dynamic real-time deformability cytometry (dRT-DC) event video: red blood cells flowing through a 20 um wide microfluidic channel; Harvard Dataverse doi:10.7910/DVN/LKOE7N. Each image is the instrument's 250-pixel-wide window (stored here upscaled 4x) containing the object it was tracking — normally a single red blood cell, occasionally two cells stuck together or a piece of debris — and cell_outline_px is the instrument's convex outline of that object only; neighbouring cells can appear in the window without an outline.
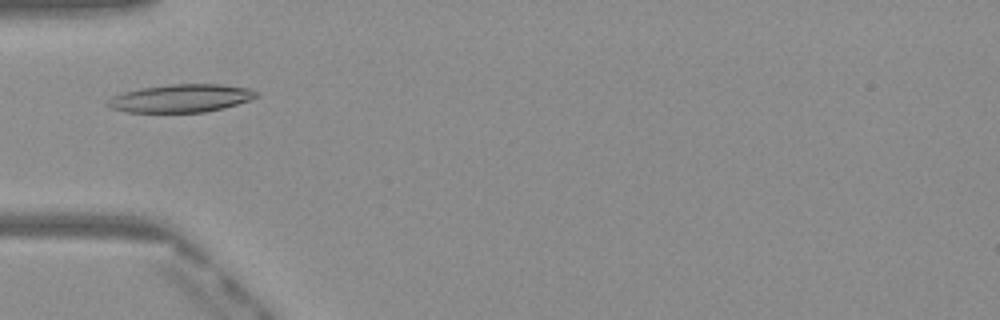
{"species": "Egyptian fruit bat (a non-hibernating species)", "species_latin": "Rousettus aegyptiacus", "temperature_condition": "warm", "stored_images_in_passage": 29, "camera_frame_rate_fps": 3000, "um_per_image_px": 0.085, "frame": {"image": 1, "passage_image": 1, "time_ms": 0.0, "image_size_px": [1000, 320], "cell_outline_px": [[260, 96], [224, 108], [204, 112], [128, 112], [112, 108], [108, 104], [108, 100], [112, 96], [124, 92], [140, 88], [172, 84], [220, 84], [248, 88], [256, 92]], "centroid_in_image_um": [15.39, 8.35], "position_along_channel_um": 69.6, "area_um2": 23.99}}
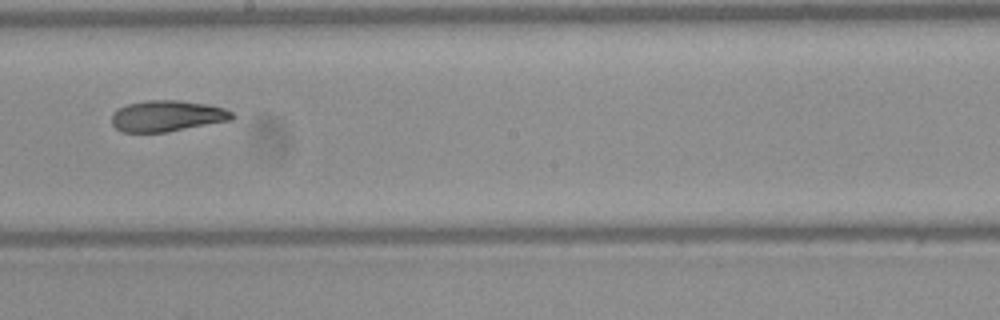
{"frame": {"image": 2, "passage_image": 13, "time_ms": 4.0, "image_size_px": [1000, 320], "cell_outline_px": [[236, 116], [232, 120], [168, 132], [124, 132], [116, 128], [112, 124], [112, 112], [116, 108], [128, 104], [144, 100], [180, 100], [208, 104], [224, 108], [232, 112]], "centroid_in_image_um": [14.21, 9.85], "position_along_channel_um": 234.0, "area_um2": 22.08}}
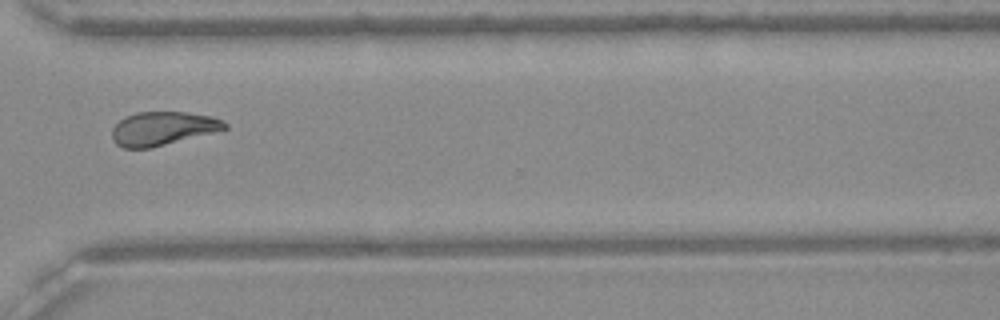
{"frame": {"image": 3, "passage_image": 22, "time_ms": 7.0, "image_size_px": [1000, 320], "cell_outline_px": [[228, 128], [152, 148], [124, 148], [116, 144], [112, 136], [112, 128], [124, 116], [136, 112], [188, 112], [212, 116], [224, 120], [228, 124]], "centroid_in_image_um": [13.83, 10.91], "position_along_channel_um": 356.8, "area_um2": 22.14}, "authors_computed_cell_mechanics": {"area_um2": 22.3686, "velocity_mm_per_s": 4.0872, "shape_relaxation_time_tau1_ms": null, "shape_relaxation_time_tau2_ms": 4.9653, "deformation_change_tau1": null, "deformation_change_tau2": 0.1265}}